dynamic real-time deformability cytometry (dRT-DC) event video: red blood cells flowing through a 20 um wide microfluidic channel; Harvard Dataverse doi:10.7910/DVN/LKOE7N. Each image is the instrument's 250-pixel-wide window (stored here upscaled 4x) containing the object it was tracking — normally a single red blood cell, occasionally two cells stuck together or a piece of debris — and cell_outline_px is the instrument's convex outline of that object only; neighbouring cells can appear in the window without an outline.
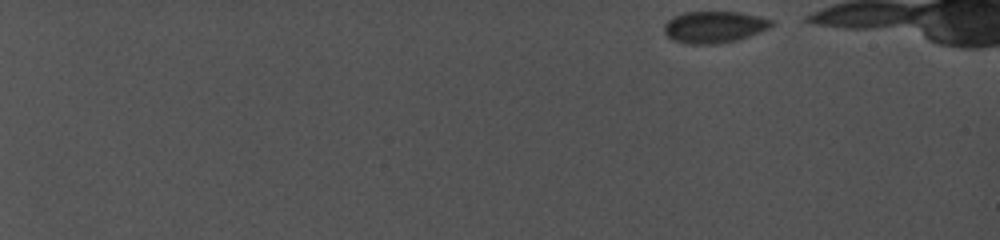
{"species": "common noctule bat (a hibernating species)", "species_latin": "Nyctalus noctula", "temperature_condition": "cold", "stored_images_in_passage": 81, "camera_frame_rate_fps": 5000, "um_per_image_px": 0.085, "animal": {"sex": "female", "body_mass_g": 19.0, "forearm_length_mm": 56.7}, "frame": {"image": 1, "passage_image": 1, "time_ms": 0.0, "image_size_px": [1000, 240], "cell_outline_px": [[776, 24], [760, 32], [740, 40], [716, 44], [688, 44], [672, 40], [664, 32], [664, 24], [672, 16], [684, 12], [740, 12], [760, 16], [776, 20]], "centroid_in_image_um": [60.75, 2.29], "position_along_channel_um": 24.3, "area_um2": 20.23}}
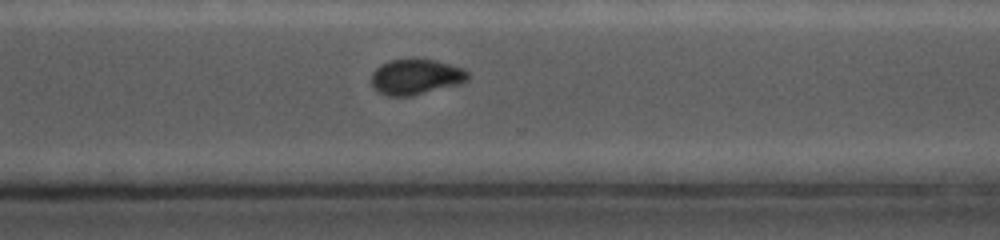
{"frame": {"image": 2, "passage_image": 67, "time_ms": 13.2, "image_size_px": [1000, 240], "cell_outline_px": [[468, 80], [456, 84], [412, 96], [388, 96], [380, 92], [372, 84], [372, 72], [380, 64], [388, 60], [412, 56], [436, 60], [464, 68], [468, 72]], "centroid_in_image_um": [35.33, 6.47], "position_along_channel_um": 335.3, "area_um2": 20.29}}
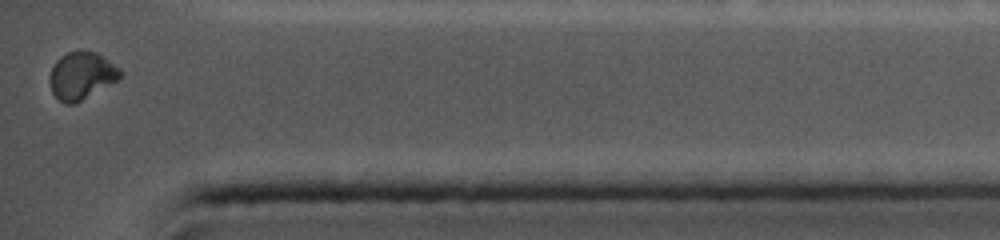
{"frame": {"image": 3, "passage_image": 81, "time_ms": 15.6, "image_size_px": [1000, 240], "cell_outline_px": [[124, 76], [120, 80], [76, 104], [64, 104], [52, 92], [48, 80], [52, 68], [56, 60], [60, 56], [68, 52], [96, 52], [120, 68], [124, 72]], "centroid_in_image_um": [6.97, 6.47], "position_along_channel_um": 428.2, "area_um2": 19.77}, "authors_computed_cell_mechanics": {"area_um2": 20.6346, "velocity_mm_per_s": 3.9202, "shape_relaxation_time_tau1_ms": 3.833, "shape_relaxation_time_tau2_ms": null, "deformation_change_tau1": 0.0667, "deformation_change_tau2": null}}